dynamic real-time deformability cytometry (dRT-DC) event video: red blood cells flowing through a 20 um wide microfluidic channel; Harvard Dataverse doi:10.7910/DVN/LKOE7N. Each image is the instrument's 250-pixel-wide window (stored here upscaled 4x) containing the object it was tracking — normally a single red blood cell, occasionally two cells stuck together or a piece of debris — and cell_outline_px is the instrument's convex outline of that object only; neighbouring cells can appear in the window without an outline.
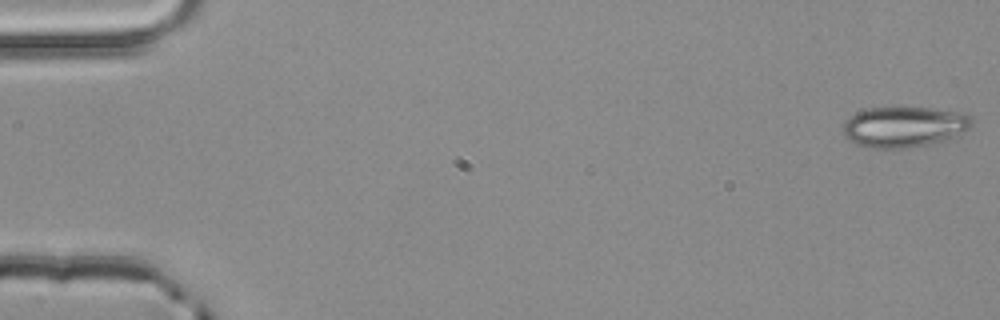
{"species": "common noctule bat (a hibernating species)", "species_latin": "Nyctalus noctula", "temperature_condition": "room temperature", "stored_images_in_passage": 6, "camera_frame_rate_fps": 3000, "um_per_image_px": 0.085, "animal": {"sex": "male", "body_mass_g": 20.4}, "frame": {"image": 1, "passage_image": 1, "time_ms": 0.0, "image_size_px": [1000, 320], "cell_outline_px": [[972, 124], [964, 132], [952, 140], [908, 148], [868, 148], [852, 144], [844, 136], [840, 128], [840, 124], [856, 112], [868, 108], [900, 104], [968, 112], [972, 116]], "centroid_in_image_um": [76.85, 10.74], "position_along_channel_um": 8.2, "area_um2": 32.48}}
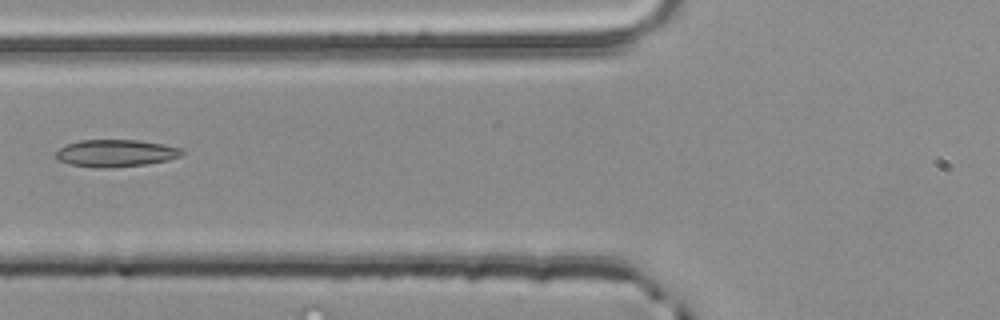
{"frame": {"image": 2, "passage_image": 6, "time_ms": 1.667, "image_size_px": [1000, 320], "cell_outline_px": [[184, 152], [180, 156], [168, 160], [144, 164], [104, 168], [68, 164], [60, 160], [56, 156], [56, 152], [60, 148], [68, 144], [80, 140], [140, 140], [164, 144], [180, 148]], "centroid_in_image_um": [9.85, 13.01], "position_along_channel_um": 115.9, "area_um2": 19.71}}